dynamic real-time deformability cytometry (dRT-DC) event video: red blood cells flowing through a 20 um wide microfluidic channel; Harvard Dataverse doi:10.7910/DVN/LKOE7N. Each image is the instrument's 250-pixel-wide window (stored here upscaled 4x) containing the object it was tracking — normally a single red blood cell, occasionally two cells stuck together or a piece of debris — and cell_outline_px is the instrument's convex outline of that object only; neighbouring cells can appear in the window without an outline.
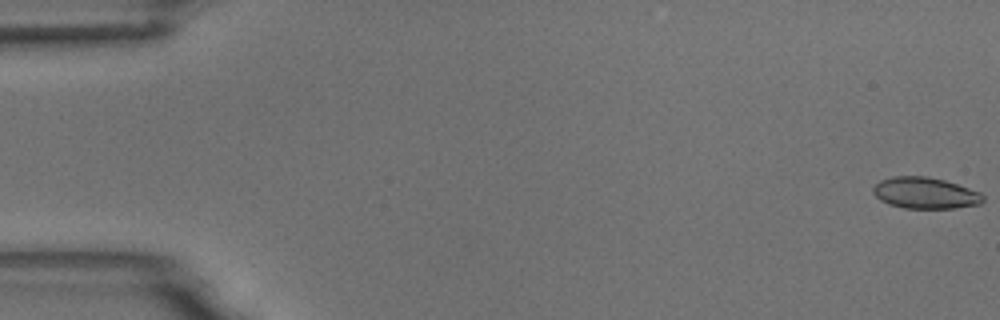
{"species": "common noctule bat (a hibernating species)", "species_latin": "Nyctalus noctula", "temperature_condition": "room temperature", "stored_images_in_passage": 5, "camera_frame_rate_fps": 3000, "um_per_image_px": 0.085, "animal": {"sex": "male", "body_mass_g": 18.8}, "frame": {"image": 1, "passage_image": 1, "time_ms": 0.0, "image_size_px": [1000, 320], "cell_outline_px": [[984, 200], [980, 204], [956, 208], [904, 208], [888, 204], [880, 200], [872, 192], [872, 188], [880, 180], [892, 176], [924, 176], [944, 180], [980, 192], [984, 196]], "centroid_in_image_um": [78.62, 16.41], "position_along_channel_um": 6.4, "area_um2": 20.06}}
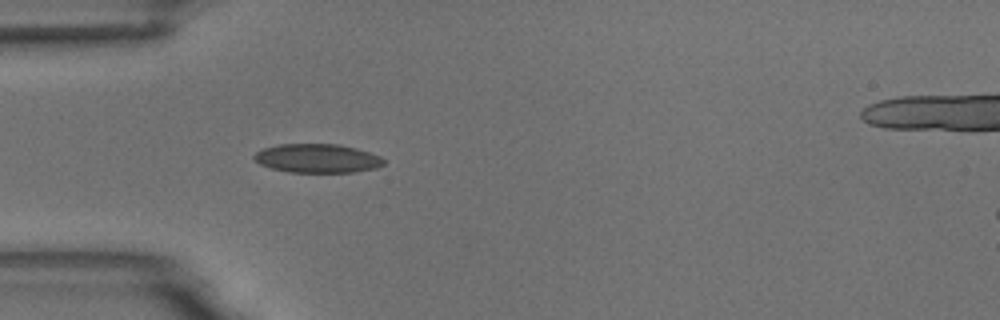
{"frame": {"image": 2, "passage_image": 5, "time_ms": 5.333, "image_size_px": [1000, 320], "cell_outline_px": [[384, 164], [376, 168], [352, 172], [288, 172], [272, 168], [260, 164], [252, 156], [256, 152], [264, 148], [280, 144], [340, 144], [356, 148], [380, 156], [384, 160]], "centroid_in_image_um": [26.97, 13.45], "position_along_channel_um": 58.0, "area_um2": 21.68}}